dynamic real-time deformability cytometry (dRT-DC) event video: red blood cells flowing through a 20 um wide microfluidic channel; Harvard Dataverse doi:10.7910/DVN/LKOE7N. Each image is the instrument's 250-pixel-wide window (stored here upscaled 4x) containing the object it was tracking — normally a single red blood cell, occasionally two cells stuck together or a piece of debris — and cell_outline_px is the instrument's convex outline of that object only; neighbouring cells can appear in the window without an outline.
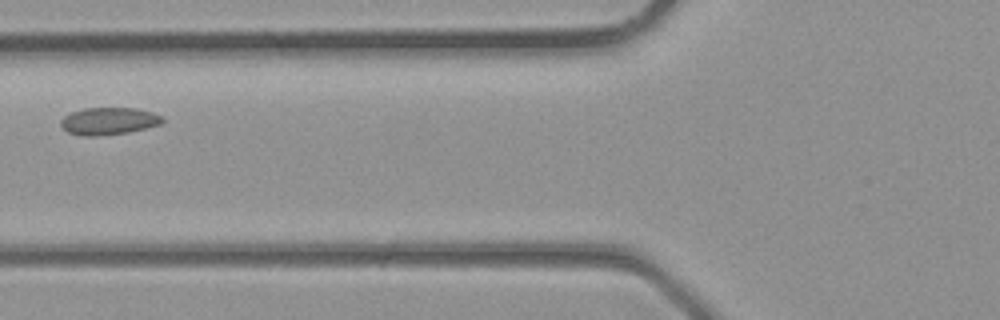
{"species": "common noctule bat (a hibernating species)", "species_latin": "Nyctalus noctula", "temperature_condition": "room temperature", "stored_images_in_passage": 3, "camera_frame_rate_fps": 3000, "um_per_image_px": 0.085, "animal": {"sex": "male", "body_mass_g": 23.1, "forearm_length_mm": 52.7}, "frame": {"image": 1, "passage_image": 3, "time_ms": 0.667, "image_size_px": [1000, 320], "cell_outline_px": [[164, 120], [160, 124], [128, 132], [96, 136], [84, 136], [68, 132], [60, 124], [60, 120], [64, 116], [72, 112], [84, 108], [136, 108], [152, 112], [164, 116]], "centroid_in_image_um": [9.25, 10.28], "position_along_channel_um": 116.6, "area_um2": 16.07}}